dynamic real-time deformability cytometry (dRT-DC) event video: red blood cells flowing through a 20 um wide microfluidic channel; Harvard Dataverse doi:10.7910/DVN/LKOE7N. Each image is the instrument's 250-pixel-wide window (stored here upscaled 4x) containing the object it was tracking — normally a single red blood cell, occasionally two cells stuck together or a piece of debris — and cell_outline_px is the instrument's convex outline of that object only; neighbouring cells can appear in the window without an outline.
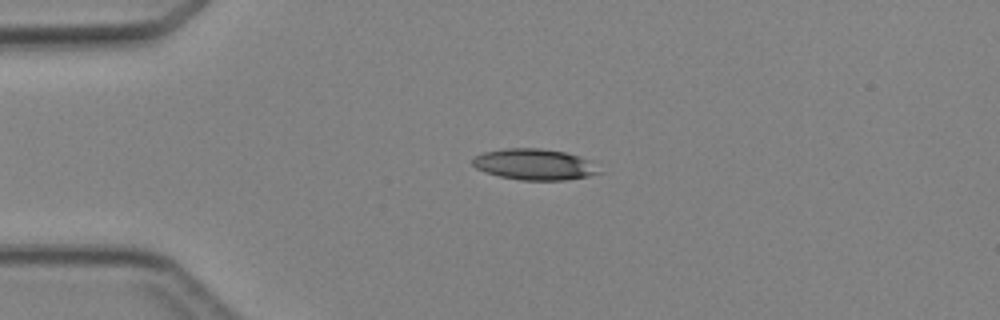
{"species": "Egyptian fruit bat (a non-hibernating species)", "species_latin": "Rousettus aegyptiacus", "temperature_condition": "cold", "stored_images_in_passage": 3, "camera_frame_rate_fps": 3000, "um_per_image_px": 0.085, "animal": {"sex": "female"}, "frame": {"image": 1, "passage_image": 2, "time_ms": 1.333, "image_size_px": [1000, 320], "cell_outline_px": [[604, 172], [588, 176], [564, 180], [520, 180], [500, 176], [484, 172], [476, 168], [472, 164], [472, 160], [476, 156], [484, 152], [504, 148], [540, 148], [564, 152], [580, 156], [588, 160]], "centroid_in_image_um": [45.43, 13.97], "position_along_channel_um": 39.6, "area_um2": 22.89}}